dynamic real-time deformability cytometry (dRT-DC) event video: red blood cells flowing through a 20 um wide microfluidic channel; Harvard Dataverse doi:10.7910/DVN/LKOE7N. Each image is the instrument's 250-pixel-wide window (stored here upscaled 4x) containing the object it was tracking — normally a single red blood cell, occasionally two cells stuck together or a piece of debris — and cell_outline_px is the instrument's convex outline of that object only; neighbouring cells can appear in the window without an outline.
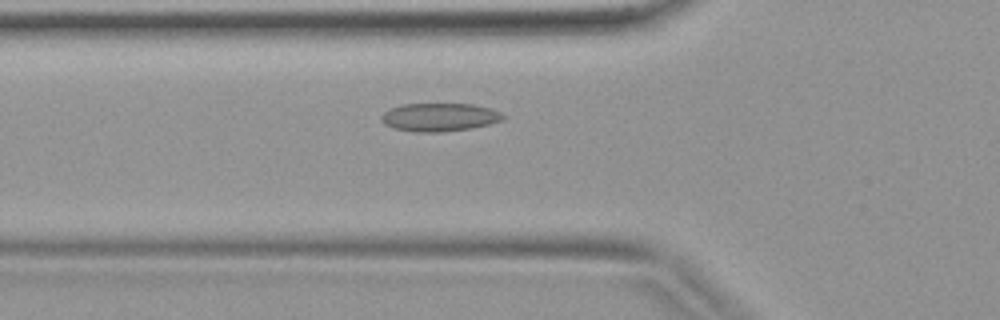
{"species": "common noctule bat (a hibernating species)", "species_latin": "Nyctalus noctula", "temperature_condition": "warm", "stored_images_in_passage": 38, "camera_frame_rate_fps": 3000, "um_per_image_px": 0.085, "animal": {"sex": "female", "body_mass_g": 19.9}, "frame": {"image": 1, "passage_image": 12, "time_ms": 3.667, "image_size_px": [1000, 320], "cell_outline_px": [[504, 120], [472, 128], [440, 132], [416, 132], [392, 128], [384, 124], [380, 120], [380, 116], [388, 108], [404, 104], [472, 104], [492, 108], [500, 112], [504, 116]], "centroid_in_image_um": [37.32, 9.96], "position_along_channel_um": 88.5, "area_um2": 20.17}}
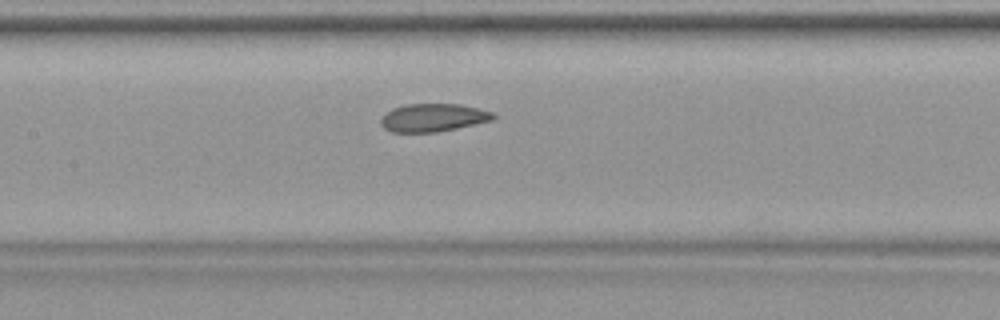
{"frame": {"image": 2, "passage_image": 17, "time_ms": 5.333, "image_size_px": [1000, 320], "cell_outline_px": [[496, 116], [492, 120], [456, 128], [436, 132], [392, 132], [384, 128], [380, 124], [380, 120], [392, 108], [404, 104], [460, 104], [480, 108], [492, 112]], "centroid_in_image_um": [36.81, 9.99], "position_along_channel_um": 170.6, "area_um2": 18.26}}